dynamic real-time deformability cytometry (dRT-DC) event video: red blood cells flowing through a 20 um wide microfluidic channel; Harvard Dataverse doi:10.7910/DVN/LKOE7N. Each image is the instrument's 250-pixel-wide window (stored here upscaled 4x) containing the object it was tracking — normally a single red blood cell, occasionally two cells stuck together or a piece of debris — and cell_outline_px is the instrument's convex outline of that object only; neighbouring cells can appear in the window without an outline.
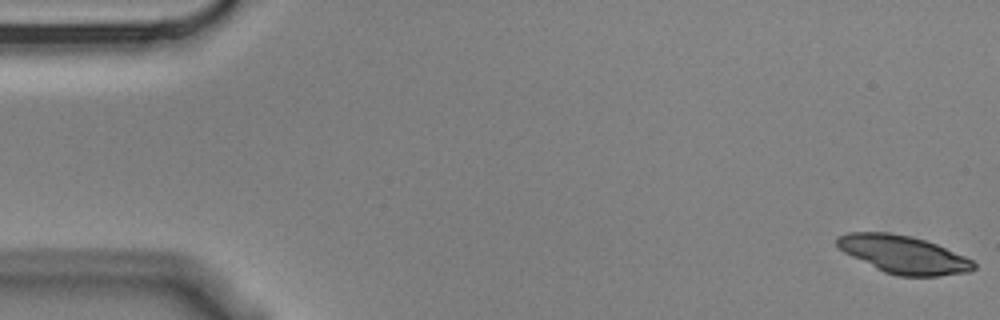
{"species": "Egyptian fruit bat (a non-hibernating species)", "species_latin": "Rousettus aegyptiacus", "temperature_condition": "cold", "stored_images_in_passage": 6, "segment_of_instrument_passage": [1, 2], "camera_frame_rate_fps": 3000, "um_per_image_px": 0.085, "animal": {"sex": "male"}, "frame": {"image": 1, "passage_image": 1, "time_ms": 0.0, "image_size_px": [1000, 320], "cell_outline_px": [[976, 268], [968, 272], [940, 276], [896, 276], [884, 272], [844, 252], [836, 244], [836, 236], [848, 232], [888, 232], [912, 236], [936, 244], [964, 256], [972, 260], [976, 264]], "centroid_in_image_um": [76.79, 21.63], "position_along_channel_um": 8.2, "area_um2": 30.0}}
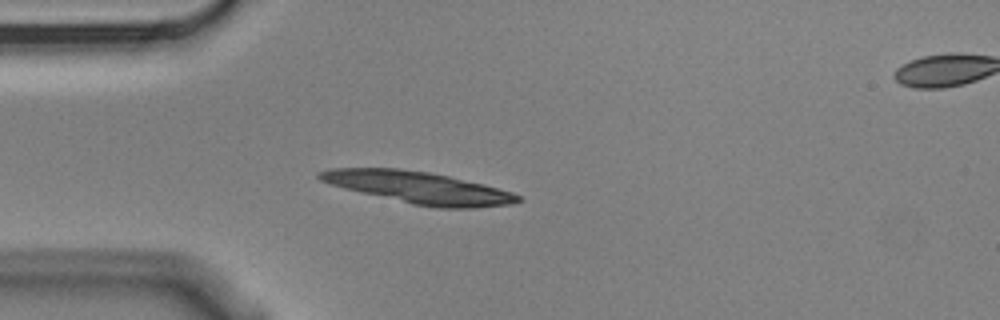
{"frame": {"image": 2, "passage_image": 5, "time_ms": 1.333, "image_size_px": [1000, 320], "cell_outline_px": [[524, 200], [512, 204], [476, 208], [436, 208], [412, 204], [360, 192], [344, 188], [320, 180], [316, 176], [316, 172], [332, 168], [400, 168], [428, 172], [448, 176], [484, 184], [512, 192], [520, 196]], "centroid_in_image_um": [35.6, 15.95], "position_along_channel_um": 49.4, "area_um2": 36.82}}